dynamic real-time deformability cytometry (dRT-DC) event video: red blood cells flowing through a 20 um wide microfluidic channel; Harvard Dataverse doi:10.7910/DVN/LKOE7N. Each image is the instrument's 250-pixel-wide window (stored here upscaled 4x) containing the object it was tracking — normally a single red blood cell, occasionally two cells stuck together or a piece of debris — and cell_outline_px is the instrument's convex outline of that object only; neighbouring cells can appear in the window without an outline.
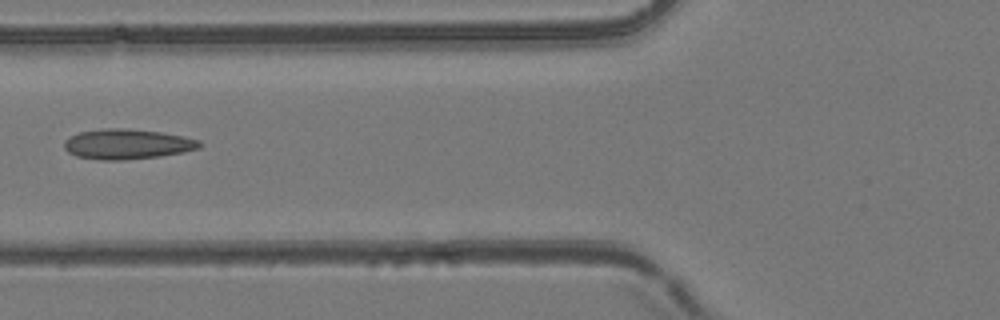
{"species": "common noctule bat (a hibernating species)", "species_latin": "Nyctalus noctula", "temperature_condition": "room temperature", "stored_images_in_passage": 6, "camera_frame_rate_fps": 3000, "um_per_image_px": 0.085, "animal": {"sex": "female", "body_mass_g": 24.6, "forearm_length_mm": 56.2}, "frame": {"image": 1, "passage_image": 6, "time_ms": 1.667, "image_size_px": [1000, 320], "cell_outline_px": [[204, 144], [200, 148], [184, 152], [160, 156], [124, 160], [104, 160], [76, 156], [68, 152], [64, 148], [64, 140], [80, 132], [104, 128], [128, 128], [160, 132], [184, 136], [200, 140]], "centroid_in_image_um": [10.85, 12.25], "position_along_channel_um": 114.9, "area_um2": 23.87}}